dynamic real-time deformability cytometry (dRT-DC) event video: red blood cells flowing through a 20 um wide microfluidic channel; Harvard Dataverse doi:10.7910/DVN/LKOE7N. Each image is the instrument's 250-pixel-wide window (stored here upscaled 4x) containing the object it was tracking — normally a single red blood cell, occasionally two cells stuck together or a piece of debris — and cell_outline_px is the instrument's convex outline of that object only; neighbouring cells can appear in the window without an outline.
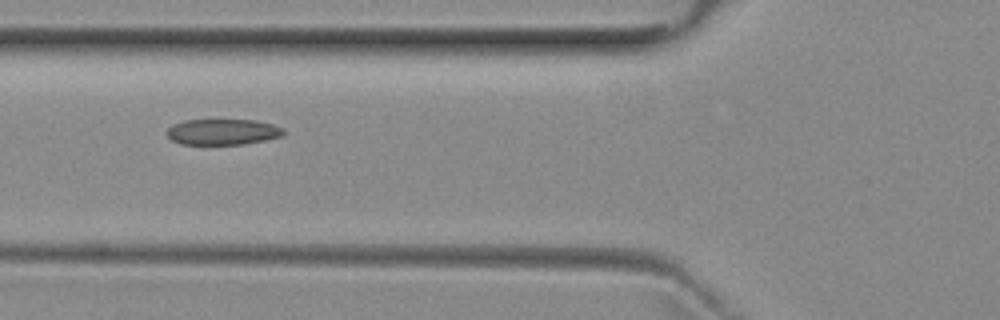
{"species": "common noctule bat (a hibernating species)", "species_latin": "Nyctalus noctula", "temperature_condition": "room temperature", "stored_images_in_passage": 7, "camera_frame_rate_fps": 3000, "um_per_image_px": 0.085, "animal": {"sex": "female", "body_mass_g": 29.2, "forearm_length_mm": 56.3}, "frame": {"image": 1, "passage_image": 5, "time_ms": 4.333, "image_size_px": [1000, 320], "cell_outline_px": [[284, 136], [244, 144], [180, 144], [172, 140], [164, 132], [172, 124], [184, 120], [256, 120], [272, 124], [284, 128]], "centroid_in_image_um": [18.92, 11.21], "position_along_channel_um": 106.9, "area_um2": 17.69}}
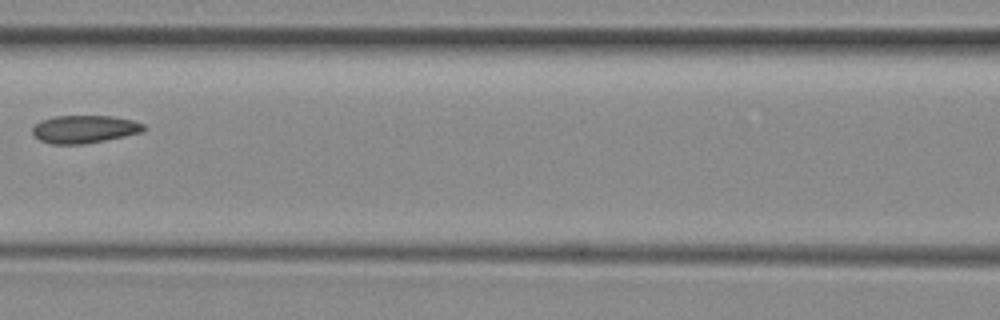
{"frame": {"image": 2, "passage_image": 6, "time_ms": 5.667, "image_size_px": [1000, 320], "cell_outline_px": [[144, 128], [140, 132], [124, 136], [84, 144], [52, 144], [40, 140], [32, 132], [32, 128], [40, 120], [52, 116], [112, 116], [132, 120], [144, 124]], "centroid_in_image_um": [7.13, 10.97], "position_along_channel_um": 159.5, "area_um2": 17.86}}
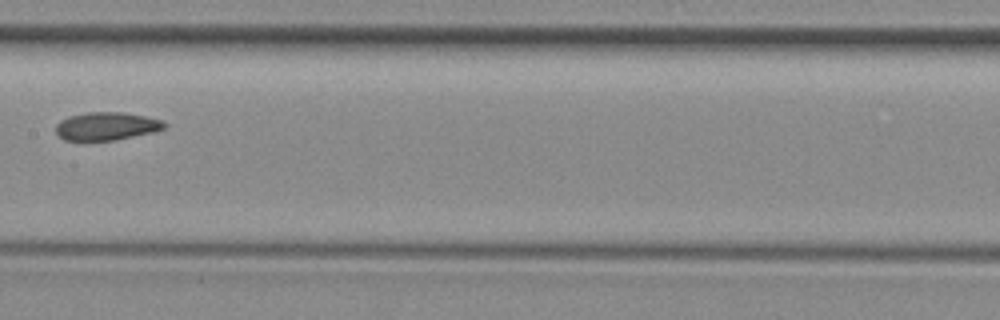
{"frame": {"image": 3, "passage_image": 7, "time_ms": 6.667, "image_size_px": [1000, 320], "cell_outline_px": [[168, 124], [164, 128], [152, 132], [116, 140], [64, 140], [56, 132], [56, 124], [60, 120], [68, 116], [88, 112], [120, 112], [144, 116], [164, 120]], "centroid_in_image_um": [9.05, 10.72], "position_along_channel_um": 198.3, "area_um2": 17.69}}